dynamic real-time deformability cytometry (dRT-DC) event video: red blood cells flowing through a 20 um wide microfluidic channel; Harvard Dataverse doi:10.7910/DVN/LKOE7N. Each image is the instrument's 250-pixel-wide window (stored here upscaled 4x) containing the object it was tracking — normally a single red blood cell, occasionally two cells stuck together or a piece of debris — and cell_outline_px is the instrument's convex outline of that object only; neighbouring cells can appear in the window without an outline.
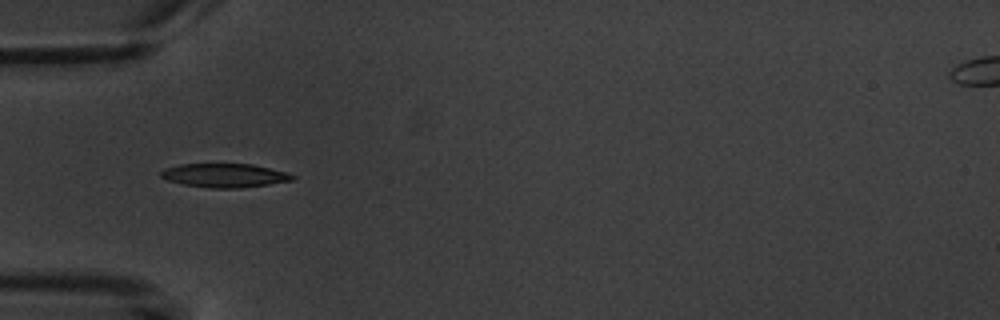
{"species": "common noctule bat (a hibernating species)", "species_latin": "Nyctalus noctula", "temperature_condition": "warm", "stored_images_in_passage": 15, "camera_frame_rate_fps": 3000, "um_per_image_px": 0.085, "animal": {"sex": "male", "body_mass_g": 20.1, "forearm_length_mm": 53.5}, "frame": {"image": 1, "passage_image": 5, "time_ms": 5.667, "image_size_px": [1000, 320], "cell_outline_px": [[296, 176], [292, 180], [268, 184], [240, 188], [212, 188], [184, 184], [168, 180], [160, 176], [160, 172], [164, 168], [180, 164], [252, 164], [288, 172]], "centroid_in_image_um": [19.09, 14.9], "position_along_channel_um": 65.9, "area_um2": 18.15}}
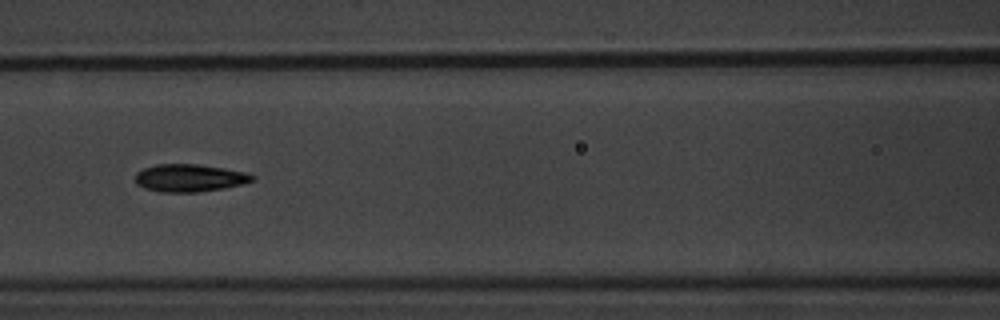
{"frame": {"image": 2, "passage_image": 7, "time_ms": 8.0, "image_size_px": [1000, 320], "cell_outline_px": [[256, 176], [252, 180], [244, 184], [224, 188], [196, 192], [160, 192], [144, 188], [136, 184], [136, 172], [144, 168], [156, 164], [196, 164], [224, 168], [244, 172]], "centroid_in_image_um": [16.09, 15.13], "position_along_channel_um": 150.5, "area_um2": 18.79}}
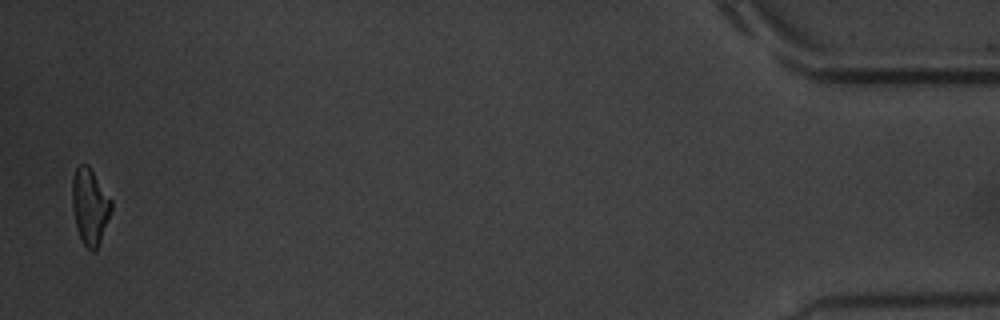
{"frame": {"image": 3, "passage_image": 15, "time_ms": 18.0, "image_size_px": [1000, 320], "cell_outline_px": [[112, 208], [96, 252], [92, 252], [80, 240], [76, 228], [72, 204], [72, 176], [76, 168], [80, 164], [88, 164], [112, 200]], "centroid_in_image_um": [7.63, 17.54], "position_along_channel_um": 427.6, "area_um2": 17.4}, "authors_computed_cell_mechanics": {"area_um2": 17.9758, "velocity_mm_per_s": 3.6284, "shape_relaxation_time_tau1_ms": 2.1315, "shape_relaxation_time_tau2_ms": 3.3606, "deformation_change_tau1": 0.1242, "deformation_change_tau2": 0.0832}}